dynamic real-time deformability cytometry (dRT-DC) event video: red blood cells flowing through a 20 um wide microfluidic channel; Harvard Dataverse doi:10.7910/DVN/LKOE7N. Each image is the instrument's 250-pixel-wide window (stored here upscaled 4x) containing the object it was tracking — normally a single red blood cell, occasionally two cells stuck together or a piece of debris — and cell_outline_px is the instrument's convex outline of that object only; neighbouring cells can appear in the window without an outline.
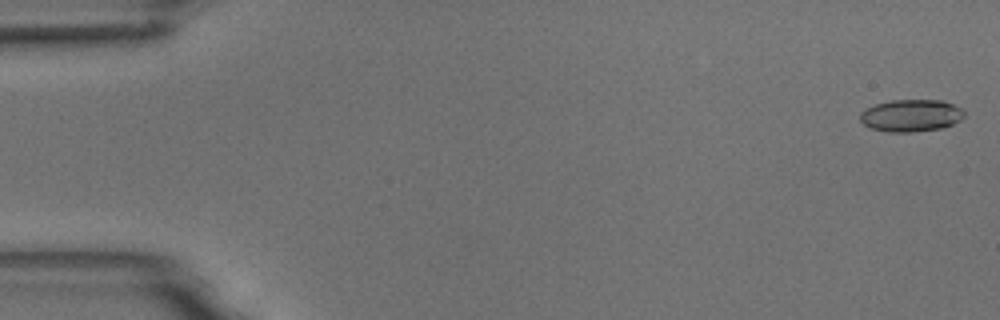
{"species": "common noctule bat (a hibernating species)", "species_latin": "Nyctalus noctula", "temperature_condition": "room temperature", "stored_images_in_passage": 54, "camera_frame_rate_fps": 3000, "um_per_image_px": 0.085, "animal": {"sex": "male", "body_mass_g": 18.8}, "frame": {"image": 1, "passage_image": 1, "time_ms": 0.0, "image_size_px": [1000, 320], "cell_outline_px": [[964, 116], [960, 120], [952, 124], [940, 128], [912, 132], [888, 132], [872, 128], [864, 124], [860, 120], [860, 112], [876, 104], [892, 100], [944, 100], [964, 108]], "centroid_in_image_um": [77.47, 9.81], "position_along_channel_um": 7.5, "area_um2": 19.54}}
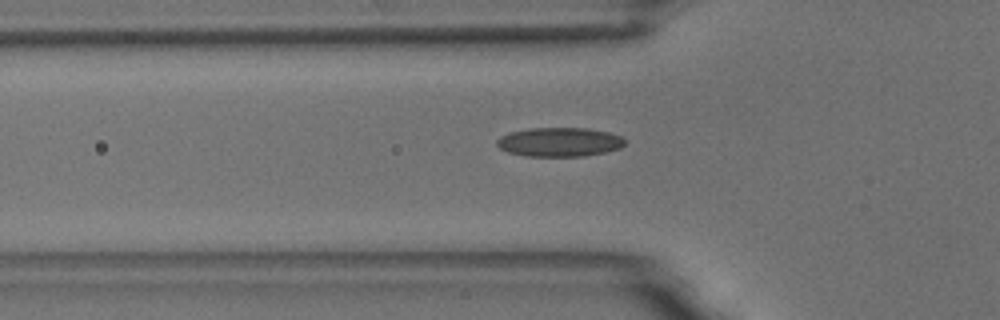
{"frame": {"image": 2, "passage_image": 18, "time_ms": 5.667, "image_size_px": [1000, 320], "cell_outline_px": [[624, 144], [620, 148], [604, 152], [584, 156], [528, 156], [508, 152], [500, 148], [496, 144], [496, 140], [500, 136], [512, 132], [528, 128], [588, 128], [608, 132], [620, 136], [624, 140]], "centroid_in_image_um": [47.53, 12.07], "position_along_channel_um": 78.3, "area_um2": 21.56}}
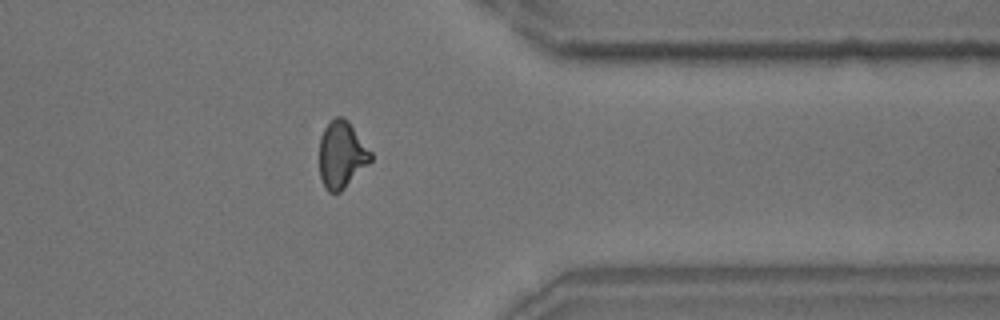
{"frame": {"image": 3, "passage_image": 43, "time_ms": 14.0, "image_size_px": [1000, 320], "cell_outline_px": [[372, 160], [340, 192], [328, 192], [324, 188], [320, 176], [320, 136], [324, 128], [336, 116], [344, 116], [348, 120], [372, 152]], "centroid_in_image_um": [29.04, 13.14], "position_along_channel_um": 382.4, "area_um2": 20.0}, "authors_computed_cell_mechanics": {"area_um2": 19.9699, "velocity_mm_per_s": 3.7581, "shape_relaxation_time_tau1_ms": 6.8168, "shape_relaxation_time_tau2_ms": 2.7493, "deformation_change_tau1": 0.1652, "deformation_change_tau2": 0.1012}}